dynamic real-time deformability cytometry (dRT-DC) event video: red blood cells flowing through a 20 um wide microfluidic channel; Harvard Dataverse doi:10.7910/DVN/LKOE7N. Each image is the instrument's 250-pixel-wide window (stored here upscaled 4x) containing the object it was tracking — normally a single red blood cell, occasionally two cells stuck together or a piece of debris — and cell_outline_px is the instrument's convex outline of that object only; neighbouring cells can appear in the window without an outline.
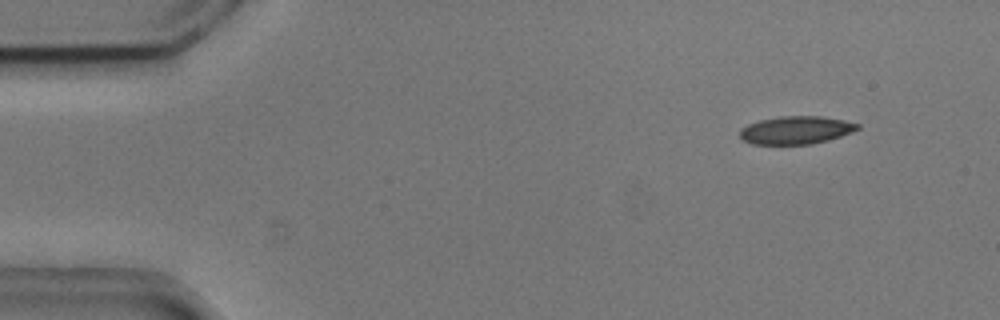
{"species": "common noctule bat (a hibernating species)", "species_latin": "Nyctalus noctula", "temperature_condition": "cold", "stored_images_in_passage": 4, "camera_frame_rate_fps": 3000, "um_per_image_px": 0.085, "animal": {"sex": "male", "body_mass_g": 20.5, "forearm_length_mm": 52.5}, "frame": {"image": 1, "passage_image": 1, "time_ms": 0.0, "image_size_px": [1000, 320], "cell_outline_px": [[860, 128], [852, 132], [828, 140], [812, 144], [752, 144], [744, 140], [740, 136], [740, 128], [748, 124], [760, 120], [780, 116], [820, 116], [844, 120], [860, 124]], "centroid_in_image_um": [67.66, 11.05], "position_along_channel_um": 17.3, "area_um2": 19.13}}